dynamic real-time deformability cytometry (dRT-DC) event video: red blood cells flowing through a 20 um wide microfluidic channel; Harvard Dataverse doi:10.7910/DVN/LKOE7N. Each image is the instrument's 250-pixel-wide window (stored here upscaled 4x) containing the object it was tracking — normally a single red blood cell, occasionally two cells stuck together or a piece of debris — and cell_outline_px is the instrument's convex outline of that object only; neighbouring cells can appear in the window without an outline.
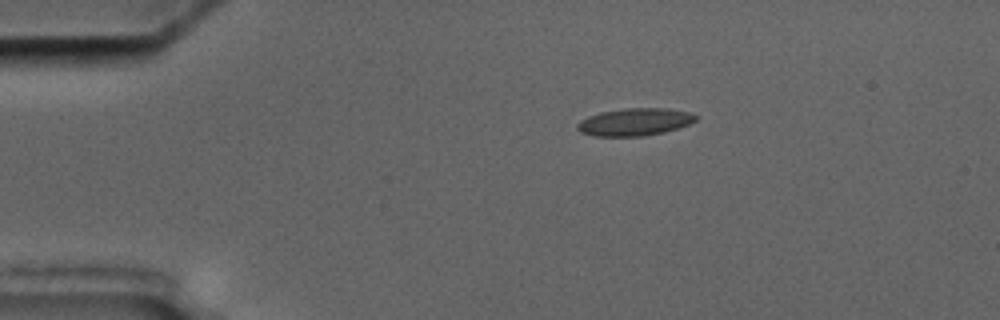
{"species": "common noctule bat (a hibernating species)", "species_latin": "Nyctalus noctula", "temperature_condition": "cold", "stored_images_in_passage": 4, "camera_frame_rate_fps": 3000, "um_per_image_px": 0.085, "animal": {"sex": "male", "body_mass_g": 17.5, "forearm_length_mm": 52.3}, "frame": {"image": 1, "passage_image": 1, "time_ms": 0.0, "image_size_px": [1000, 320], "cell_outline_px": [[696, 120], [688, 124], [664, 132], [644, 136], [592, 136], [580, 132], [576, 128], [576, 124], [580, 120], [588, 116], [600, 112], [624, 108], [668, 108], [688, 112], [696, 116]], "centroid_in_image_um": [53.89, 10.36], "position_along_channel_um": 31.1, "area_um2": 18.96}}
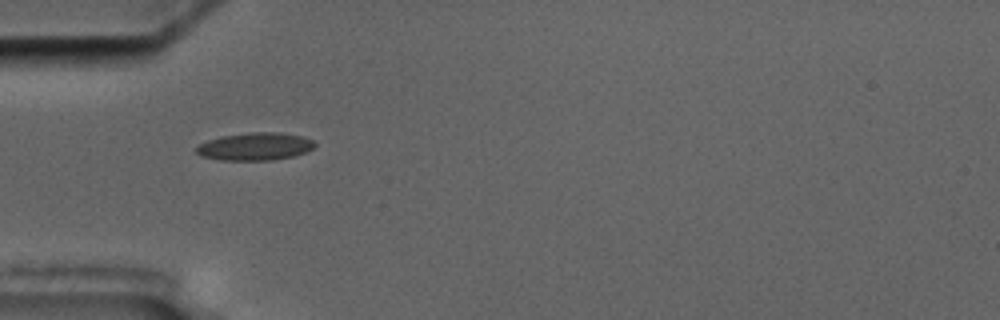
{"frame": {"image": 2, "passage_image": 3, "time_ms": 2.333, "image_size_px": [1000, 320], "cell_outline_px": [[316, 144], [312, 148], [304, 152], [292, 156], [272, 160], [220, 160], [200, 156], [196, 152], [196, 144], [220, 136], [248, 132], [280, 132], [300, 136], [312, 140]], "centroid_in_image_um": [21.61, 12.44], "position_along_channel_um": 63.4, "area_um2": 19.13}}